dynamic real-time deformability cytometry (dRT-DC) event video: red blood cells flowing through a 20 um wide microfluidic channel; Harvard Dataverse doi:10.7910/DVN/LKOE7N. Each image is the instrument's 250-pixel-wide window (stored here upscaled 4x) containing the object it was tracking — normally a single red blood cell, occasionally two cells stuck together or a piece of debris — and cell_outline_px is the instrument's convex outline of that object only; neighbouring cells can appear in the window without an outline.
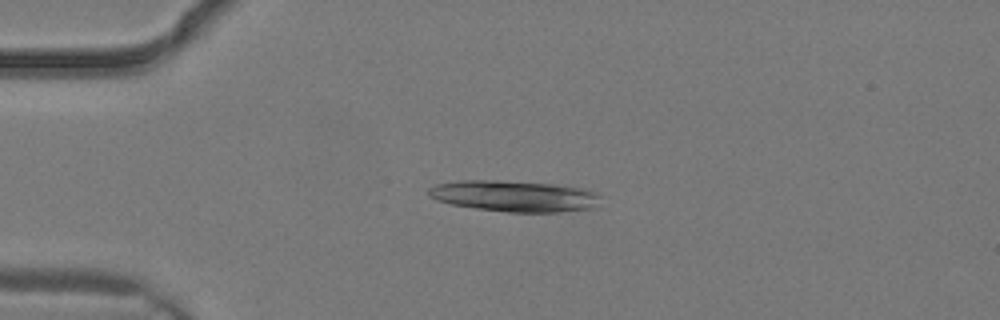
{"species": "common noctule bat (a hibernating species)", "species_latin": "Nyctalus noctula", "temperature_condition": "warm", "stored_images_in_passage": 2, "camera_frame_rate_fps": 3000, "um_per_image_px": 0.085, "animal": {"sex": "male", "body_mass_g": 19.2, "forearm_length_mm": 51.8}, "frame": {"image": 1, "passage_image": 2, "time_ms": 0.333, "image_size_px": [1000, 320], "cell_outline_px": [[600, 208], [556, 212], [508, 212], [476, 208], [452, 204], [436, 200], [428, 196], [428, 188], [436, 184], [460, 180], [496, 180], [556, 184], [584, 188], [596, 192], [600, 196]], "centroid_in_image_um": [43.78, 16.66], "position_along_channel_um": 41.2, "area_um2": 31.62}}